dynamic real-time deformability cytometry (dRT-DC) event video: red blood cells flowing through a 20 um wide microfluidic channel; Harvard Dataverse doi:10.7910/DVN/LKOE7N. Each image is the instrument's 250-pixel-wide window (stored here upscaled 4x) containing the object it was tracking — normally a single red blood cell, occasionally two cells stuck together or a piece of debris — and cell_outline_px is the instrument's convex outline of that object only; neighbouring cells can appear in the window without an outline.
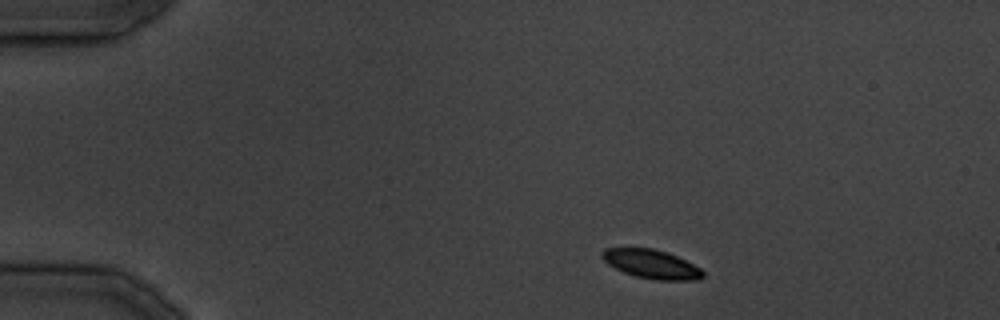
{"species": "common noctule bat (a hibernating species)", "species_latin": "Nyctalus noctula", "temperature_condition": "cold", "stored_images_in_passage": 9, "camera_frame_rate_fps": 3000, "um_per_image_px": 0.085, "animal": {"sex": "male", "body_mass_g": 19.5, "forearm_length_mm": 54.6}, "frame": {"image": 1, "passage_image": 1, "time_ms": 0.0, "image_size_px": [1000, 320], "cell_outline_px": [[704, 276], [696, 280], [656, 280], [636, 276], [624, 272], [608, 264], [600, 256], [600, 252], [604, 248], [652, 248], [668, 252], [700, 268], [704, 272]], "centroid_in_image_um": [55.35, 22.44], "position_along_channel_um": 29.7, "area_um2": 16.88}}
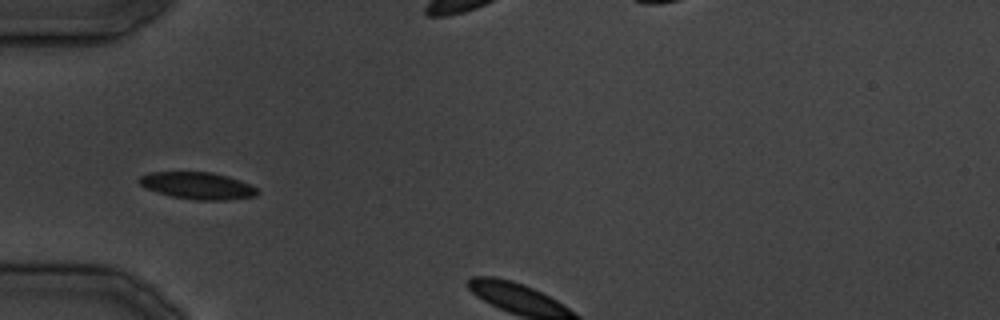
{"frame": {"image": 2, "passage_image": 7, "time_ms": 7.0, "image_size_px": [1000, 320], "cell_outline_px": [[260, 192], [256, 196], [224, 200], [196, 200], [172, 196], [148, 188], [140, 184], [136, 180], [140, 176], [148, 172], [212, 172], [228, 176], [240, 180], [256, 188]], "centroid_in_image_um": [16.81, 15.77], "position_along_channel_um": 68.2, "area_um2": 18.44}}